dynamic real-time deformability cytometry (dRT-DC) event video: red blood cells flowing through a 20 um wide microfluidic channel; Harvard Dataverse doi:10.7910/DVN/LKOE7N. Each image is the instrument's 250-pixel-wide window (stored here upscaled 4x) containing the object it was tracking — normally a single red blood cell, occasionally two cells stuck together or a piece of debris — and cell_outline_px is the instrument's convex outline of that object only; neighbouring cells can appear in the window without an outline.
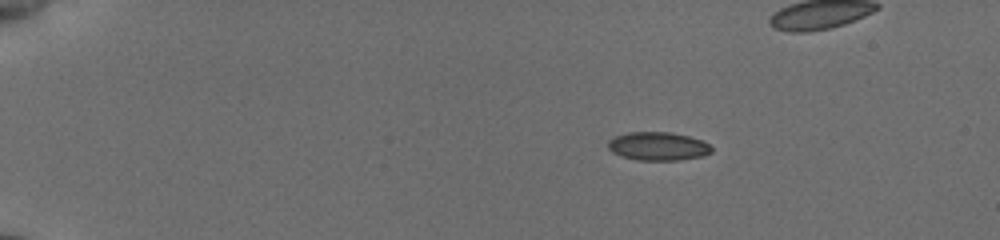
{"species": "common noctule bat (a hibernating species)", "species_latin": "Nyctalus noctula", "temperature_condition": "cold", "stored_images_in_passage": 42, "camera_frame_rate_fps": 3000, "um_per_image_px": 0.085, "animal": {"sex": "female", "body_mass_g": 19.5, "forearm_length_mm": 54.1}, "frame": {"image": 1, "passage_image": 1, "time_ms": 0.0, "image_size_px": [1000, 240], "cell_outline_px": [[712, 152], [704, 156], [680, 160], [636, 160], [612, 152], [608, 148], [608, 140], [616, 136], [628, 132], [672, 132], [688, 136], [700, 140], [708, 144], [712, 148]], "centroid_in_image_um": [55.94, 12.43], "position_along_channel_um": 29.1, "area_um2": 17.11}}
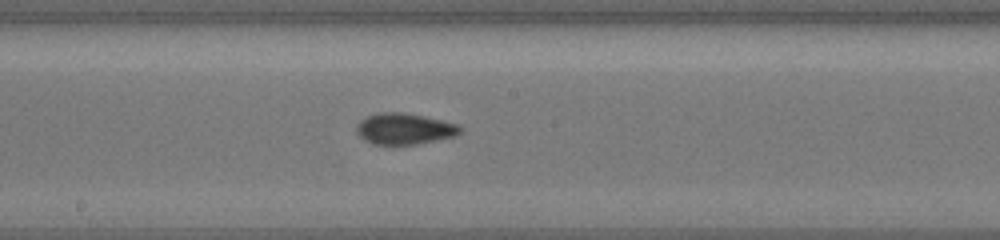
{"frame": {"image": 2, "passage_image": 23, "time_ms": 7.333, "image_size_px": [1000, 240], "cell_outline_px": [[460, 132], [456, 136], [416, 144], [372, 144], [364, 140], [356, 132], [356, 124], [364, 116], [380, 112], [400, 112], [424, 116], [456, 124], [460, 128]], "centroid_in_image_um": [34.3, 10.94], "position_along_channel_um": 213.9, "area_um2": 18.73}}
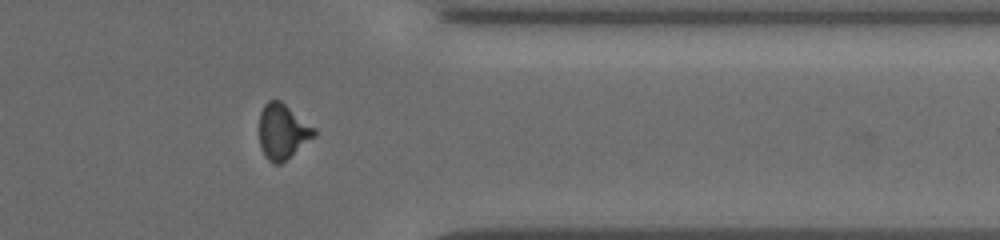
{"frame": {"image": 3, "passage_image": 37, "time_ms": 12.0, "image_size_px": [1000, 240], "cell_outline_px": [[316, 136], [280, 164], [272, 164], [264, 156], [260, 144], [260, 112], [264, 104], [268, 100], [280, 100], [316, 128]], "centroid_in_image_um": [24.03, 11.18], "position_along_channel_um": 387.4, "area_um2": 17.69}}